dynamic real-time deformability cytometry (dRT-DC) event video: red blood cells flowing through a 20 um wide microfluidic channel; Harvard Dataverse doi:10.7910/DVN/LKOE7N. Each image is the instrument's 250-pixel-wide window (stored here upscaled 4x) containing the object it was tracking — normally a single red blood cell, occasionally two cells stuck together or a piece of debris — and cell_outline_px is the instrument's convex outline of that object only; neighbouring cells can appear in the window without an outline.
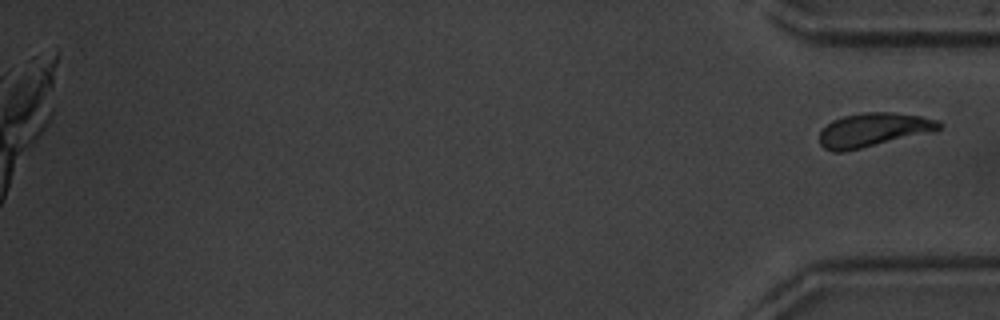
{"species": "common noctule bat (a hibernating species)", "species_latin": "Nyctalus noctula", "temperature_condition": "warm", "stored_images_in_passage": 45, "camera_frame_rate_fps": 3000, "um_per_image_px": 0.085, "animal": {"sex": "male", "body_mass_g": 20.1, "forearm_length_mm": 53.5}, "frame": {"image": 1, "passage_image": 45, "time_ms": 14.667, "image_size_px": [1000, 320], "cell_outline_px": [[944, 124], [936, 132], [844, 152], [832, 152], [824, 148], [820, 144], [820, 132], [832, 120], [844, 116], [864, 112], [892, 112], [920, 116], [940, 120]], "centroid_in_image_um": [74.3, 11.05], "position_along_channel_um": 360.9, "area_um2": 23.93}}